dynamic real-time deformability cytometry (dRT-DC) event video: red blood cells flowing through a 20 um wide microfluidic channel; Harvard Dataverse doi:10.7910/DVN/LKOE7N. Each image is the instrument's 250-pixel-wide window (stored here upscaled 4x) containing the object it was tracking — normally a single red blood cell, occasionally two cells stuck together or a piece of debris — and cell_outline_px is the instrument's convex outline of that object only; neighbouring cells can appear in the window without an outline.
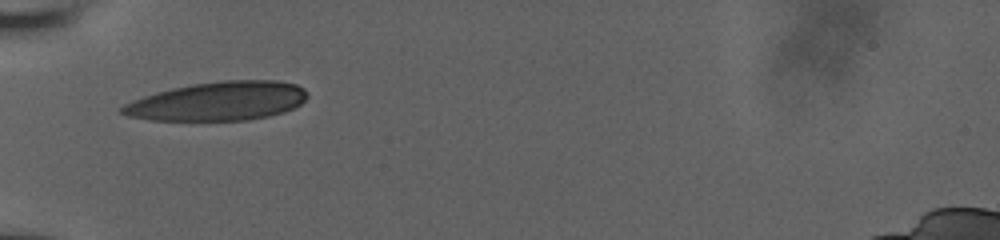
{"species": "human", "species_latin": "Homo sapiens", "temperature_condition": "room temperature", "stored_images_in_passage": 28, "camera_frame_rate_fps": 3000, "um_per_image_px": 0.085, "donor": {"sex": "male"}, "frame": {"image": 1, "passage_image": 1, "time_ms": 0.0, "image_size_px": [1000, 240], "cell_outline_px": [[308, 96], [300, 104], [284, 112], [268, 116], [248, 120], [152, 120], [128, 116], [120, 112], [120, 108], [124, 104], [132, 100], [156, 92], [172, 88], [192, 84], [224, 80], [276, 80], [296, 84], [304, 88], [308, 92]], "centroid_in_image_um": [18.55, 8.59], "position_along_channel_um": 66.5, "area_um2": 41.91}}
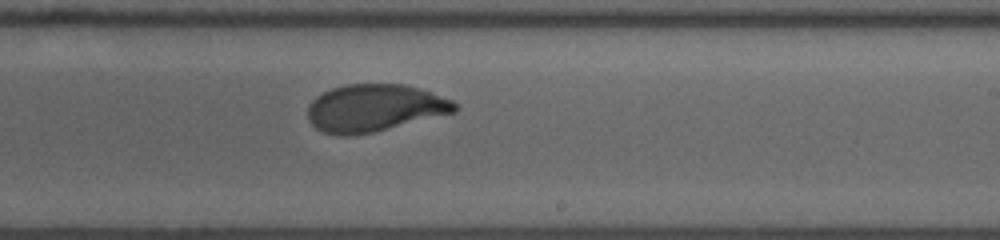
{"frame": {"image": 2, "passage_image": 16, "time_ms": 5.0, "image_size_px": [1000, 240], "cell_outline_px": [[456, 112], [372, 132], [352, 136], [336, 136], [324, 132], [316, 128], [308, 120], [308, 104], [316, 96], [332, 88], [344, 84], [404, 84], [420, 88], [432, 92], [452, 100], [456, 104]], "centroid_in_image_um": [31.8, 9.18], "position_along_channel_um": 257.2, "area_um2": 40.58}}
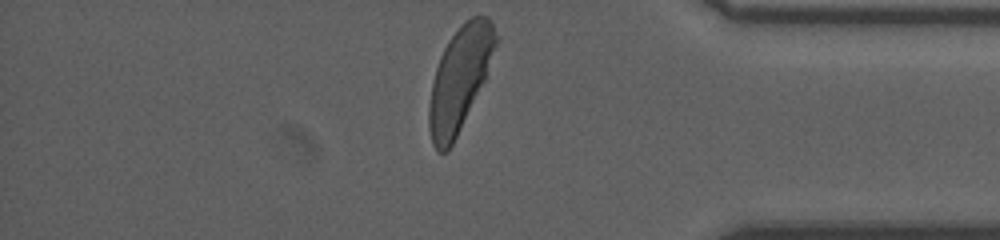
{"frame": {"image": 3, "passage_image": 28, "time_ms": 9.0, "image_size_px": [1000, 240], "cell_outline_px": [[500, 40], [484, 80], [452, 144], [444, 152], [436, 152], [432, 144], [428, 128], [428, 104], [432, 84], [436, 68], [440, 56], [448, 40], [472, 16], [488, 16], [500, 36]], "centroid_in_image_um": [39.08, 6.68], "position_along_channel_um": 396.1, "area_um2": 39.94}, "authors_computed_cell_mechanics": {"area_um2": 41.4426, "velocity_mm_per_s": 3.9189, "shape_relaxation_time_tau1_ms": 4.5446, "shape_relaxation_time_tau2_ms": null, "deformation_change_tau1": 0.1915, "deformation_change_tau2": null}}